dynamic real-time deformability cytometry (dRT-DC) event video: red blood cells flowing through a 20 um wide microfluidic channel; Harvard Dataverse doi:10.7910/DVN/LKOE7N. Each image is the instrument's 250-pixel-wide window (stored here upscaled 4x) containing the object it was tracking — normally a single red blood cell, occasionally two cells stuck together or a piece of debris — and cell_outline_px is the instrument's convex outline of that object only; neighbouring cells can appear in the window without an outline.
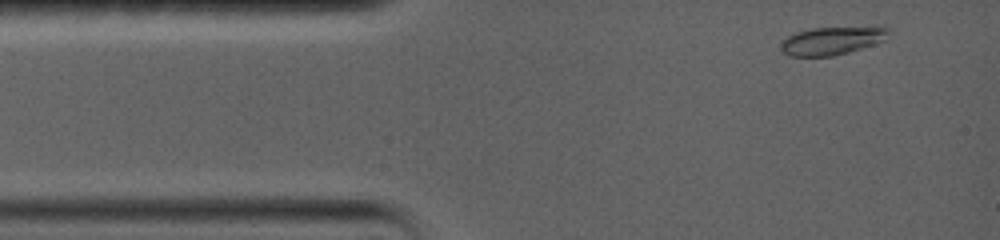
{"species": "common noctule bat (a hibernating species)", "species_latin": "Nyctalus noctula", "temperature_condition": "warm", "stored_images_in_passage": 41, "camera_frame_rate_fps": 5000, "um_per_image_px": 0.085, "animal": {"sex": "female", "body_mass_g": 19.0, "forearm_length_mm": 56.7}, "frame": {"image": 1, "passage_image": 4, "time_ms": 0.6, "image_size_px": [1000, 240], "cell_outline_px": [[888, 32], [884, 40], [848, 52], [832, 56], [788, 56], [780, 48], [780, 40], [796, 32], [812, 28], [876, 24], [880, 24], [888, 28]], "centroid_in_image_um": [70.74, 3.4], "position_along_channel_um": 14.3, "area_um2": 18.21}}
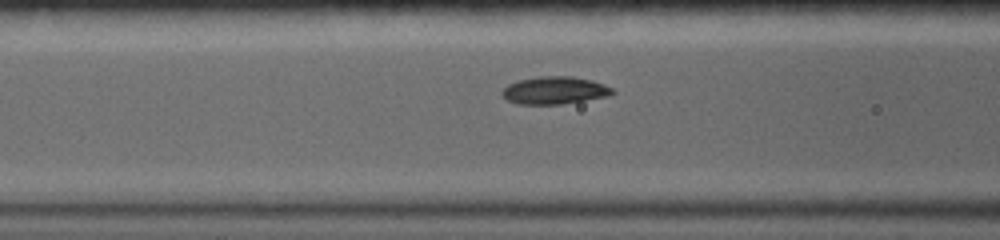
{"frame": {"image": 2, "passage_image": 21, "time_ms": 5.0, "image_size_px": [1000, 240], "cell_outline_px": [[616, 92], [608, 96], [560, 104], [516, 104], [508, 100], [500, 92], [508, 84], [520, 80], [540, 76], [572, 76], [592, 80], [604, 84], [612, 88]], "centroid_in_image_um": [47.15, 7.68], "position_along_channel_um": 119.5, "area_um2": 17.63}}
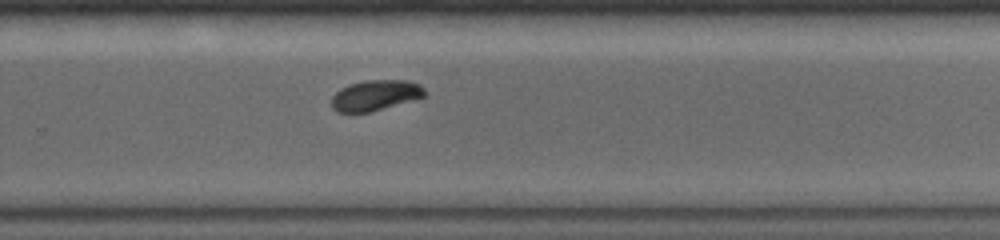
{"frame": {"image": 3, "passage_image": 41, "time_ms": 10.0, "image_size_px": [1000, 240], "cell_outline_px": [[428, 92], [424, 96], [368, 112], [336, 112], [332, 108], [332, 96], [340, 88], [348, 84], [364, 80], [408, 80], [420, 84]], "centroid_in_image_um": [31.88, 8.08], "position_along_channel_um": 297.9, "area_um2": 16.47}}